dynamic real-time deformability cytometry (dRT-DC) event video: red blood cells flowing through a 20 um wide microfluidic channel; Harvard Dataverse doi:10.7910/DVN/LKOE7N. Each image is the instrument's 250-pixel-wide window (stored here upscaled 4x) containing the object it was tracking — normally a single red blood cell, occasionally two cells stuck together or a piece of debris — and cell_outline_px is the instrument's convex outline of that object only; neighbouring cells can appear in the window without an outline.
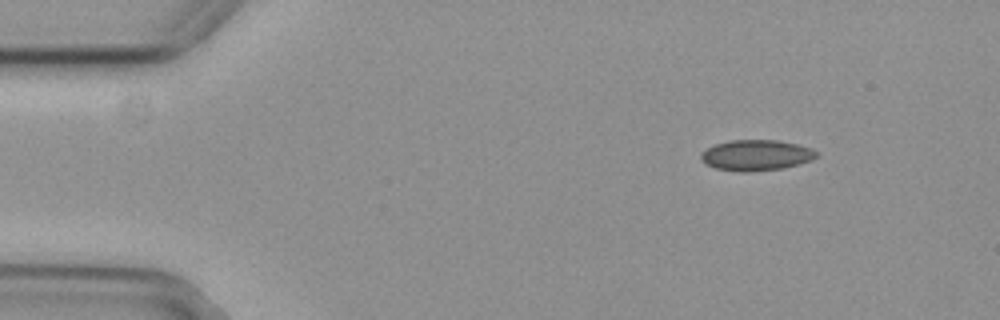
{"species": "common noctule bat (a hibernating species)", "species_latin": "Nyctalus noctula", "temperature_condition": "cold", "stored_images_in_passage": 44, "camera_frame_rate_fps": 3000, "um_per_image_px": 0.085, "animal": {"sex": "female", "body_mass_g": 29.2, "forearm_length_mm": 56.3}, "frame": {"image": 1, "passage_image": 1, "time_ms": 0.0, "image_size_px": [1000, 320], "cell_outline_px": [[816, 156], [812, 160], [780, 168], [744, 172], [740, 172], [716, 168], [700, 160], [700, 152], [716, 144], [728, 140], [776, 140], [796, 144], [812, 148], [816, 152]], "centroid_in_image_um": [64.23, 13.18], "position_along_channel_um": 20.8, "area_um2": 20.4}}
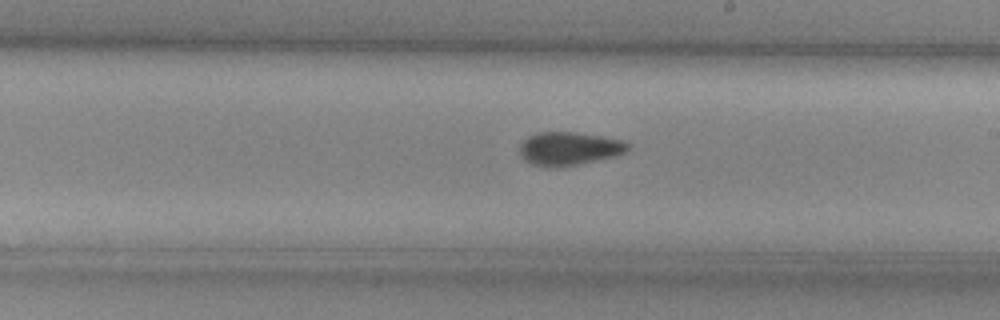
{"frame": {"image": 2, "passage_image": 25, "time_ms": 8.0, "image_size_px": [1000, 320], "cell_outline_px": [[628, 152], [616, 156], [560, 168], [544, 168], [532, 164], [524, 160], [520, 156], [520, 144], [528, 136], [540, 132], [572, 132], [600, 136], [620, 140], [628, 144]], "centroid_in_image_um": [48.33, 12.66], "position_along_channel_um": 240.7, "area_um2": 21.15}}
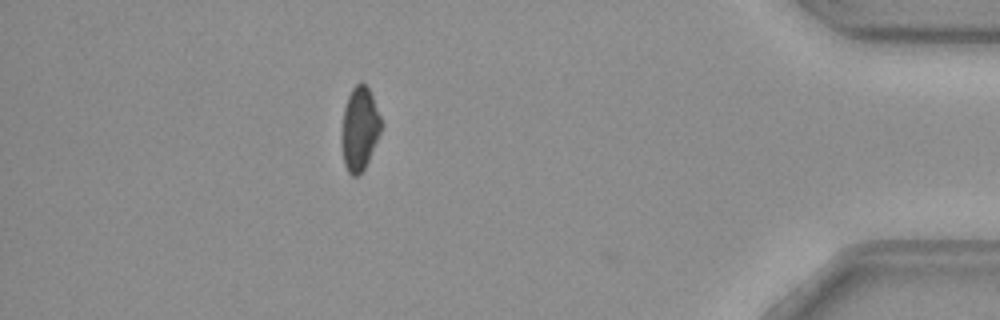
{"frame": {"image": 3, "passage_image": 42, "time_ms": 13.667, "image_size_px": [1000, 320], "cell_outline_px": [[380, 132], [368, 160], [364, 168], [356, 176], [352, 176], [348, 172], [344, 164], [340, 140], [340, 136], [344, 108], [348, 96], [352, 88], [360, 80], [368, 88], [372, 96], [380, 116]], "centroid_in_image_um": [30.52, 10.93], "position_along_channel_um": 404.7, "area_um2": 19.07}, "authors_computed_cell_mechanics": {"area_um2": 20.5479, "velocity_mm_per_s": 3.7807, "shape_relaxation_time_tau1_ms": null, "shape_relaxation_time_tau2_ms": 5.7282, "deformation_change_tau1": null, "deformation_change_tau2": 0.103}}